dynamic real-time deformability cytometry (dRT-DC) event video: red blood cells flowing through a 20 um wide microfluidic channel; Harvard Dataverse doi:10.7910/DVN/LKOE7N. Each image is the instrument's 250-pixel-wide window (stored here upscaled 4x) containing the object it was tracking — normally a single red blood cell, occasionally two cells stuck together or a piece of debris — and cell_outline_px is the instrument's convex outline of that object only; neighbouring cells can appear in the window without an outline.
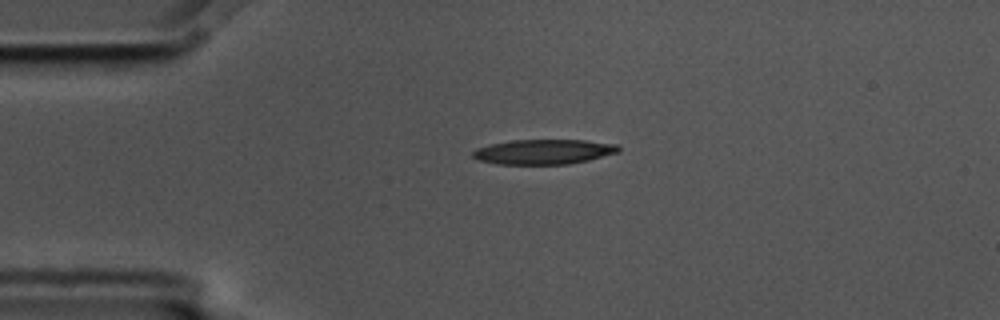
{"species": "common noctule bat (a hibernating species)", "species_latin": "Nyctalus noctula", "temperature_condition": "cold", "stored_images_in_passage": 2, "camera_frame_rate_fps": 3000, "um_per_image_px": 0.085, "animal": {"sex": "male", "body_mass_g": 17.5, "forearm_length_mm": 52.3}, "frame": {"image": 1, "passage_image": 1, "time_ms": 0.0, "image_size_px": [1000, 320], "cell_outline_px": [[620, 152], [588, 160], [568, 164], [496, 164], [476, 160], [472, 156], [472, 152], [476, 148], [492, 144], [512, 140], [584, 140], [620, 144]], "centroid_in_image_um": [46.23, 12.9], "position_along_channel_um": 38.8, "area_um2": 21.27}}